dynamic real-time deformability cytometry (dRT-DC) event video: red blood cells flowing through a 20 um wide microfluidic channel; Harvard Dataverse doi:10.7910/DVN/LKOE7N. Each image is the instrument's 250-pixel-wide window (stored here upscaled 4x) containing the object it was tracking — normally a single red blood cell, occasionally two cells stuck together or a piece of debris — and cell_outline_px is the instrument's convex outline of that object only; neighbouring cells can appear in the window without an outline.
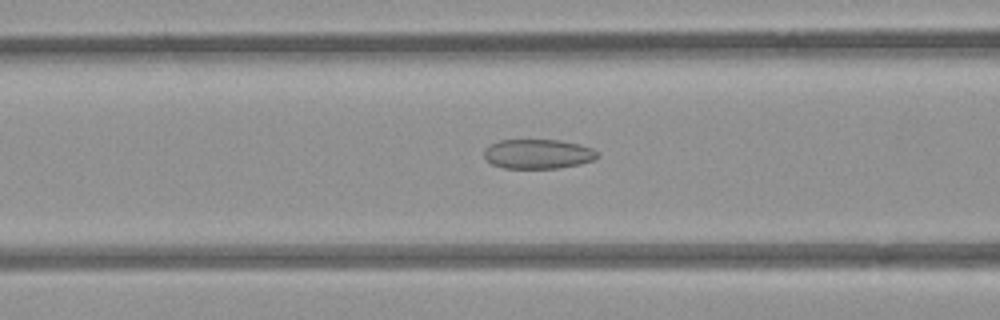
{"species": "common noctule bat (a hibernating species)", "species_latin": "Nyctalus noctula", "temperature_condition": "room temperature", "stored_images_in_passage": 44, "camera_frame_rate_fps": 3000, "um_per_image_px": 0.085, "animal": {"sex": "female", "body_mass_g": 21.9}, "frame": {"image": 1, "passage_image": 13, "time_ms": 4.0, "image_size_px": [1000, 320], "cell_outline_px": [[596, 156], [592, 160], [580, 164], [560, 168], [504, 168], [492, 164], [484, 160], [484, 148], [500, 140], [560, 140], [592, 148], [596, 152]], "centroid_in_image_um": [45.66, 13.09], "position_along_channel_um": 120.9, "area_um2": 19.36}}
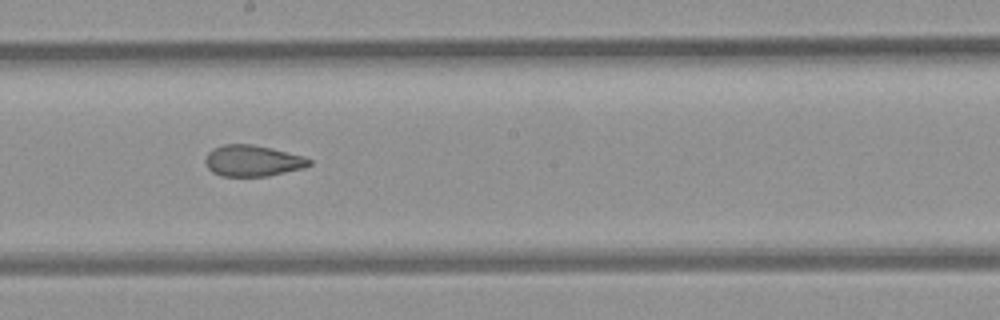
{"frame": {"image": 2, "passage_image": 21, "time_ms": 6.667, "image_size_px": [1000, 320], "cell_outline_px": [[312, 164], [304, 168], [268, 176], [220, 176], [212, 172], [208, 168], [204, 160], [208, 152], [224, 144], [252, 144], [272, 148], [304, 156], [312, 160]], "centroid_in_image_um": [21.49, 13.67], "position_along_channel_um": 226.7, "area_um2": 18.96}}
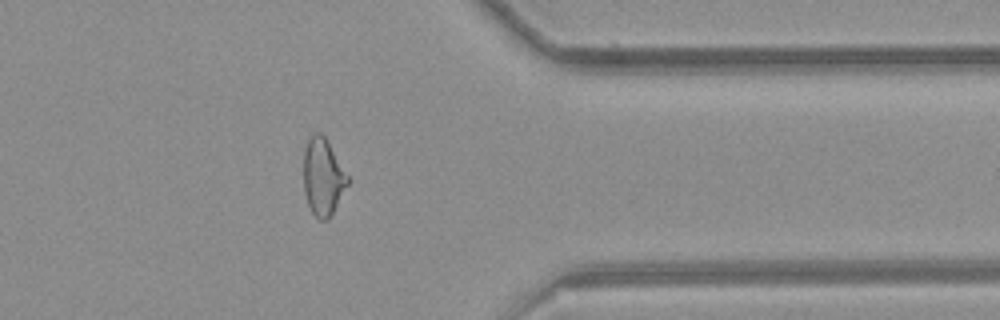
{"frame": {"image": 3, "passage_image": 34, "time_ms": 11.0, "image_size_px": [1000, 320], "cell_outline_px": [[352, 180], [328, 220], [320, 220], [312, 212], [308, 204], [304, 192], [304, 152], [308, 140], [316, 132], [320, 132], [328, 140]], "centroid_in_image_um": [27.5, 15.04], "position_along_channel_um": 383.9, "area_um2": 20.11}, "authors_computed_cell_mechanics": {"area_um2": 20.2589, "velocity_mm_per_s": 3.9553, "shape_relaxation_time_tau1_ms": null, "shape_relaxation_time_tau2_ms": 2.4716, "deformation_change_tau1": null, "deformation_change_tau2": 0.0943}}